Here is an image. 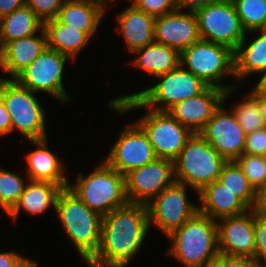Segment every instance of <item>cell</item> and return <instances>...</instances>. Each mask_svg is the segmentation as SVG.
<instances>
[{"mask_svg":"<svg viewBox=\"0 0 266 267\" xmlns=\"http://www.w3.org/2000/svg\"><path fill=\"white\" fill-rule=\"evenodd\" d=\"M147 205L127 203L103 217L98 252L88 267H127L150 230Z\"/></svg>","mask_w":266,"mask_h":267,"instance_id":"obj_1","label":"cell"},{"mask_svg":"<svg viewBox=\"0 0 266 267\" xmlns=\"http://www.w3.org/2000/svg\"><path fill=\"white\" fill-rule=\"evenodd\" d=\"M155 78L160 82L152 87L111 99V109L120 114L138 108L167 111L174 104L202 93L209 86L181 65Z\"/></svg>","mask_w":266,"mask_h":267,"instance_id":"obj_2","label":"cell"},{"mask_svg":"<svg viewBox=\"0 0 266 267\" xmlns=\"http://www.w3.org/2000/svg\"><path fill=\"white\" fill-rule=\"evenodd\" d=\"M55 212L67 237L87 264L98 252L103 217L87 207L69 188L59 193Z\"/></svg>","mask_w":266,"mask_h":267,"instance_id":"obj_3","label":"cell"},{"mask_svg":"<svg viewBox=\"0 0 266 267\" xmlns=\"http://www.w3.org/2000/svg\"><path fill=\"white\" fill-rule=\"evenodd\" d=\"M167 238L171 241L167 254L184 267H200L219 257L217 221L200 212Z\"/></svg>","mask_w":266,"mask_h":267,"instance_id":"obj_4","label":"cell"},{"mask_svg":"<svg viewBox=\"0 0 266 267\" xmlns=\"http://www.w3.org/2000/svg\"><path fill=\"white\" fill-rule=\"evenodd\" d=\"M68 188L102 217L128 203L125 176L104 161L87 176L77 174L75 185L69 183Z\"/></svg>","mask_w":266,"mask_h":267,"instance_id":"obj_5","label":"cell"},{"mask_svg":"<svg viewBox=\"0 0 266 267\" xmlns=\"http://www.w3.org/2000/svg\"><path fill=\"white\" fill-rule=\"evenodd\" d=\"M173 161L175 181L190 186L197 193L218 180L228 162L198 133H193Z\"/></svg>","mask_w":266,"mask_h":267,"instance_id":"obj_6","label":"cell"},{"mask_svg":"<svg viewBox=\"0 0 266 267\" xmlns=\"http://www.w3.org/2000/svg\"><path fill=\"white\" fill-rule=\"evenodd\" d=\"M180 65L209 86L224 91L237 88L220 84L225 77L232 75L235 79L234 50L228 46L200 39L180 53Z\"/></svg>","mask_w":266,"mask_h":267,"instance_id":"obj_7","label":"cell"},{"mask_svg":"<svg viewBox=\"0 0 266 267\" xmlns=\"http://www.w3.org/2000/svg\"><path fill=\"white\" fill-rule=\"evenodd\" d=\"M0 99L10 114L12 132L19 131L28 141L47 138L45 111L34 92L7 79Z\"/></svg>","mask_w":266,"mask_h":267,"instance_id":"obj_8","label":"cell"},{"mask_svg":"<svg viewBox=\"0 0 266 267\" xmlns=\"http://www.w3.org/2000/svg\"><path fill=\"white\" fill-rule=\"evenodd\" d=\"M201 40L236 50L245 36L232 0L210 3L195 11Z\"/></svg>","mask_w":266,"mask_h":267,"instance_id":"obj_9","label":"cell"},{"mask_svg":"<svg viewBox=\"0 0 266 267\" xmlns=\"http://www.w3.org/2000/svg\"><path fill=\"white\" fill-rule=\"evenodd\" d=\"M67 55L47 48L27 68L20 72L14 80L34 93L45 92L56 100L66 103L70 96L66 93L62 79Z\"/></svg>","mask_w":266,"mask_h":267,"instance_id":"obj_10","label":"cell"},{"mask_svg":"<svg viewBox=\"0 0 266 267\" xmlns=\"http://www.w3.org/2000/svg\"><path fill=\"white\" fill-rule=\"evenodd\" d=\"M187 185L174 182L147 204L149 226L168 236L198 212V204L187 200Z\"/></svg>","mask_w":266,"mask_h":267,"instance_id":"obj_11","label":"cell"},{"mask_svg":"<svg viewBox=\"0 0 266 267\" xmlns=\"http://www.w3.org/2000/svg\"><path fill=\"white\" fill-rule=\"evenodd\" d=\"M144 130L158 158L174 160L193 133L167 111L147 109L136 121Z\"/></svg>","mask_w":266,"mask_h":267,"instance_id":"obj_12","label":"cell"},{"mask_svg":"<svg viewBox=\"0 0 266 267\" xmlns=\"http://www.w3.org/2000/svg\"><path fill=\"white\" fill-rule=\"evenodd\" d=\"M174 182V161L157 158L125 175L127 200L129 203L147 205Z\"/></svg>","mask_w":266,"mask_h":267,"instance_id":"obj_13","label":"cell"},{"mask_svg":"<svg viewBox=\"0 0 266 267\" xmlns=\"http://www.w3.org/2000/svg\"><path fill=\"white\" fill-rule=\"evenodd\" d=\"M123 129L103 161L125 176L131 170L147 165L158 157L146 133L137 123Z\"/></svg>","mask_w":266,"mask_h":267,"instance_id":"obj_14","label":"cell"},{"mask_svg":"<svg viewBox=\"0 0 266 267\" xmlns=\"http://www.w3.org/2000/svg\"><path fill=\"white\" fill-rule=\"evenodd\" d=\"M222 105L198 134L227 161H235L243 154L246 134L232 110Z\"/></svg>","mask_w":266,"mask_h":267,"instance_id":"obj_15","label":"cell"},{"mask_svg":"<svg viewBox=\"0 0 266 267\" xmlns=\"http://www.w3.org/2000/svg\"><path fill=\"white\" fill-rule=\"evenodd\" d=\"M236 89L224 91L208 86L202 93L174 104L167 112L192 133H199Z\"/></svg>","mask_w":266,"mask_h":267,"instance_id":"obj_16","label":"cell"},{"mask_svg":"<svg viewBox=\"0 0 266 267\" xmlns=\"http://www.w3.org/2000/svg\"><path fill=\"white\" fill-rule=\"evenodd\" d=\"M217 225L219 255L254 259V212L251 209L237 216L224 217Z\"/></svg>","mask_w":266,"mask_h":267,"instance_id":"obj_17","label":"cell"},{"mask_svg":"<svg viewBox=\"0 0 266 267\" xmlns=\"http://www.w3.org/2000/svg\"><path fill=\"white\" fill-rule=\"evenodd\" d=\"M155 42L176 49L181 53L200 40L195 12L176 10L155 17Z\"/></svg>","mask_w":266,"mask_h":267,"instance_id":"obj_18","label":"cell"},{"mask_svg":"<svg viewBox=\"0 0 266 267\" xmlns=\"http://www.w3.org/2000/svg\"><path fill=\"white\" fill-rule=\"evenodd\" d=\"M30 142L36 145V149L26 155V177L30 181L51 182L61 186L63 189L68 188L70 182L65 177L66 167L49 150L47 139L30 140Z\"/></svg>","mask_w":266,"mask_h":267,"instance_id":"obj_19","label":"cell"},{"mask_svg":"<svg viewBox=\"0 0 266 267\" xmlns=\"http://www.w3.org/2000/svg\"><path fill=\"white\" fill-rule=\"evenodd\" d=\"M119 34L124 37L128 51L142 48L155 41V17L132 4L116 15Z\"/></svg>","mask_w":266,"mask_h":267,"instance_id":"obj_20","label":"cell"},{"mask_svg":"<svg viewBox=\"0 0 266 267\" xmlns=\"http://www.w3.org/2000/svg\"><path fill=\"white\" fill-rule=\"evenodd\" d=\"M105 13L101 0H65L57 19L92 38Z\"/></svg>","mask_w":266,"mask_h":267,"instance_id":"obj_21","label":"cell"},{"mask_svg":"<svg viewBox=\"0 0 266 267\" xmlns=\"http://www.w3.org/2000/svg\"><path fill=\"white\" fill-rule=\"evenodd\" d=\"M198 194L200 201L198 212L215 221L224 217L237 216L249 210L217 180L204 186Z\"/></svg>","mask_w":266,"mask_h":267,"instance_id":"obj_22","label":"cell"},{"mask_svg":"<svg viewBox=\"0 0 266 267\" xmlns=\"http://www.w3.org/2000/svg\"><path fill=\"white\" fill-rule=\"evenodd\" d=\"M40 32L38 37L34 34L12 40L5 45V56L1 69L10 75V79H14L47 49V37L44 28Z\"/></svg>","mask_w":266,"mask_h":267,"instance_id":"obj_23","label":"cell"},{"mask_svg":"<svg viewBox=\"0 0 266 267\" xmlns=\"http://www.w3.org/2000/svg\"><path fill=\"white\" fill-rule=\"evenodd\" d=\"M29 181L25 185L19 201L8 213L15 221L21 209L32 215H40L52 206L55 210L56 200L63 188L55 183L42 181Z\"/></svg>","mask_w":266,"mask_h":267,"instance_id":"obj_24","label":"cell"},{"mask_svg":"<svg viewBox=\"0 0 266 267\" xmlns=\"http://www.w3.org/2000/svg\"><path fill=\"white\" fill-rule=\"evenodd\" d=\"M132 53L140 54L133 65L153 77L168 73L180 65V53L176 49L155 41Z\"/></svg>","mask_w":266,"mask_h":267,"instance_id":"obj_25","label":"cell"},{"mask_svg":"<svg viewBox=\"0 0 266 267\" xmlns=\"http://www.w3.org/2000/svg\"><path fill=\"white\" fill-rule=\"evenodd\" d=\"M257 31L259 36L257 35L250 44H246L245 33L243 40L234 51L235 78L237 80L266 70V29Z\"/></svg>","mask_w":266,"mask_h":267,"instance_id":"obj_26","label":"cell"},{"mask_svg":"<svg viewBox=\"0 0 266 267\" xmlns=\"http://www.w3.org/2000/svg\"><path fill=\"white\" fill-rule=\"evenodd\" d=\"M47 48L67 55L75 61L78 53L91 39L85 32L61 23L57 18L44 22Z\"/></svg>","mask_w":266,"mask_h":267,"instance_id":"obj_27","label":"cell"},{"mask_svg":"<svg viewBox=\"0 0 266 267\" xmlns=\"http://www.w3.org/2000/svg\"><path fill=\"white\" fill-rule=\"evenodd\" d=\"M0 25L4 45L37 34L44 28V23L26 5L1 18Z\"/></svg>","mask_w":266,"mask_h":267,"instance_id":"obj_28","label":"cell"},{"mask_svg":"<svg viewBox=\"0 0 266 267\" xmlns=\"http://www.w3.org/2000/svg\"><path fill=\"white\" fill-rule=\"evenodd\" d=\"M218 182L234 194L248 209L255 200V190L235 161H228L218 177Z\"/></svg>","mask_w":266,"mask_h":267,"instance_id":"obj_29","label":"cell"},{"mask_svg":"<svg viewBox=\"0 0 266 267\" xmlns=\"http://www.w3.org/2000/svg\"><path fill=\"white\" fill-rule=\"evenodd\" d=\"M246 33L266 29V0H232Z\"/></svg>","mask_w":266,"mask_h":267,"instance_id":"obj_30","label":"cell"},{"mask_svg":"<svg viewBox=\"0 0 266 267\" xmlns=\"http://www.w3.org/2000/svg\"><path fill=\"white\" fill-rule=\"evenodd\" d=\"M242 101L231 109L245 134L266 127L258 102L250 95L242 97Z\"/></svg>","mask_w":266,"mask_h":267,"instance_id":"obj_31","label":"cell"},{"mask_svg":"<svg viewBox=\"0 0 266 267\" xmlns=\"http://www.w3.org/2000/svg\"><path fill=\"white\" fill-rule=\"evenodd\" d=\"M25 187L24 179L0 168V207L8 214L19 201Z\"/></svg>","mask_w":266,"mask_h":267,"instance_id":"obj_32","label":"cell"},{"mask_svg":"<svg viewBox=\"0 0 266 267\" xmlns=\"http://www.w3.org/2000/svg\"><path fill=\"white\" fill-rule=\"evenodd\" d=\"M235 162L240 166L255 191L266 184V158L263 155L243 153Z\"/></svg>","mask_w":266,"mask_h":267,"instance_id":"obj_33","label":"cell"},{"mask_svg":"<svg viewBox=\"0 0 266 267\" xmlns=\"http://www.w3.org/2000/svg\"><path fill=\"white\" fill-rule=\"evenodd\" d=\"M254 260L259 267L266 264V216L254 213ZM265 267V266H264Z\"/></svg>","mask_w":266,"mask_h":267,"instance_id":"obj_34","label":"cell"},{"mask_svg":"<svg viewBox=\"0 0 266 267\" xmlns=\"http://www.w3.org/2000/svg\"><path fill=\"white\" fill-rule=\"evenodd\" d=\"M65 0H25L35 15L44 23L45 21L55 19Z\"/></svg>","mask_w":266,"mask_h":267,"instance_id":"obj_35","label":"cell"},{"mask_svg":"<svg viewBox=\"0 0 266 267\" xmlns=\"http://www.w3.org/2000/svg\"><path fill=\"white\" fill-rule=\"evenodd\" d=\"M132 5L154 17L163 16L179 9L177 0H135Z\"/></svg>","mask_w":266,"mask_h":267,"instance_id":"obj_36","label":"cell"},{"mask_svg":"<svg viewBox=\"0 0 266 267\" xmlns=\"http://www.w3.org/2000/svg\"><path fill=\"white\" fill-rule=\"evenodd\" d=\"M266 151V127L246 135L243 153L249 155H264Z\"/></svg>","mask_w":266,"mask_h":267,"instance_id":"obj_37","label":"cell"},{"mask_svg":"<svg viewBox=\"0 0 266 267\" xmlns=\"http://www.w3.org/2000/svg\"><path fill=\"white\" fill-rule=\"evenodd\" d=\"M217 259L222 263V267H259L254 259L248 257L219 255Z\"/></svg>","mask_w":266,"mask_h":267,"instance_id":"obj_38","label":"cell"},{"mask_svg":"<svg viewBox=\"0 0 266 267\" xmlns=\"http://www.w3.org/2000/svg\"><path fill=\"white\" fill-rule=\"evenodd\" d=\"M251 210L261 216H266V184L255 191V200Z\"/></svg>","mask_w":266,"mask_h":267,"instance_id":"obj_39","label":"cell"},{"mask_svg":"<svg viewBox=\"0 0 266 267\" xmlns=\"http://www.w3.org/2000/svg\"><path fill=\"white\" fill-rule=\"evenodd\" d=\"M26 259L17 252H0V267H19Z\"/></svg>","mask_w":266,"mask_h":267,"instance_id":"obj_40","label":"cell"},{"mask_svg":"<svg viewBox=\"0 0 266 267\" xmlns=\"http://www.w3.org/2000/svg\"><path fill=\"white\" fill-rule=\"evenodd\" d=\"M10 133H12L10 114L0 99V136H6Z\"/></svg>","mask_w":266,"mask_h":267,"instance_id":"obj_41","label":"cell"},{"mask_svg":"<svg viewBox=\"0 0 266 267\" xmlns=\"http://www.w3.org/2000/svg\"><path fill=\"white\" fill-rule=\"evenodd\" d=\"M218 1L221 0H177V5L180 10L186 9L188 11L195 12L197 9L201 7H205L210 3Z\"/></svg>","mask_w":266,"mask_h":267,"instance_id":"obj_42","label":"cell"},{"mask_svg":"<svg viewBox=\"0 0 266 267\" xmlns=\"http://www.w3.org/2000/svg\"><path fill=\"white\" fill-rule=\"evenodd\" d=\"M25 6V0H0V19Z\"/></svg>","mask_w":266,"mask_h":267,"instance_id":"obj_43","label":"cell"},{"mask_svg":"<svg viewBox=\"0 0 266 267\" xmlns=\"http://www.w3.org/2000/svg\"><path fill=\"white\" fill-rule=\"evenodd\" d=\"M257 102L263 117V120L266 124V95L261 93H249Z\"/></svg>","mask_w":266,"mask_h":267,"instance_id":"obj_44","label":"cell"},{"mask_svg":"<svg viewBox=\"0 0 266 267\" xmlns=\"http://www.w3.org/2000/svg\"><path fill=\"white\" fill-rule=\"evenodd\" d=\"M260 74H262V76L259 79V82L256 83L254 89H252L250 93H261L266 95V70Z\"/></svg>","mask_w":266,"mask_h":267,"instance_id":"obj_45","label":"cell"},{"mask_svg":"<svg viewBox=\"0 0 266 267\" xmlns=\"http://www.w3.org/2000/svg\"><path fill=\"white\" fill-rule=\"evenodd\" d=\"M5 56V45L2 40L1 25H0V67L2 68Z\"/></svg>","mask_w":266,"mask_h":267,"instance_id":"obj_46","label":"cell"},{"mask_svg":"<svg viewBox=\"0 0 266 267\" xmlns=\"http://www.w3.org/2000/svg\"><path fill=\"white\" fill-rule=\"evenodd\" d=\"M19 267H38L35 260L26 259Z\"/></svg>","mask_w":266,"mask_h":267,"instance_id":"obj_47","label":"cell"},{"mask_svg":"<svg viewBox=\"0 0 266 267\" xmlns=\"http://www.w3.org/2000/svg\"><path fill=\"white\" fill-rule=\"evenodd\" d=\"M200 267H222V263L218 259H216L214 261L205 263Z\"/></svg>","mask_w":266,"mask_h":267,"instance_id":"obj_48","label":"cell"},{"mask_svg":"<svg viewBox=\"0 0 266 267\" xmlns=\"http://www.w3.org/2000/svg\"><path fill=\"white\" fill-rule=\"evenodd\" d=\"M102 2H103V4H104V7H105V9L107 10L108 9V5L109 4H107L108 2H111V1H114V0H101ZM128 1V0H127ZM135 0H129V2H131L132 4H133V2H134Z\"/></svg>","mask_w":266,"mask_h":267,"instance_id":"obj_49","label":"cell"},{"mask_svg":"<svg viewBox=\"0 0 266 267\" xmlns=\"http://www.w3.org/2000/svg\"><path fill=\"white\" fill-rule=\"evenodd\" d=\"M7 79L4 77V78H2L1 76H0V96H1V91H2V88H3V83L6 81Z\"/></svg>","mask_w":266,"mask_h":267,"instance_id":"obj_50","label":"cell"}]
</instances>
